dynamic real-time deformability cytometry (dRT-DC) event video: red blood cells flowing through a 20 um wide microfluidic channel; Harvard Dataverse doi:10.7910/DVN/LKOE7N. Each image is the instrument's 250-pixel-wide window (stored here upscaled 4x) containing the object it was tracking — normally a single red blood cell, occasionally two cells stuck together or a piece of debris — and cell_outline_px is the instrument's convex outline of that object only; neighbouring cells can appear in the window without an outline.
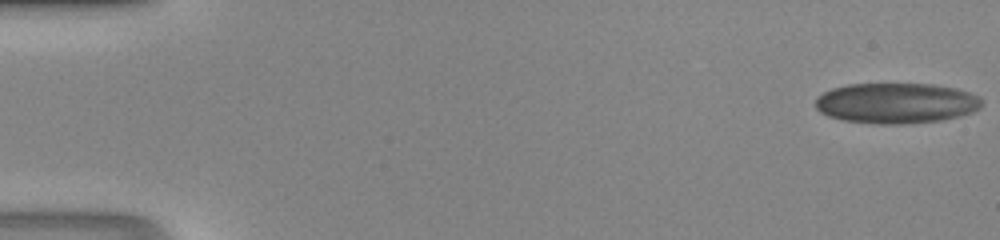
{"species": "human", "species_latin": "Homo sapiens", "temperature_condition": "room temperature", "stored_images_in_passage": 48, "camera_frame_rate_fps": 3000, "um_per_image_px": 0.085, "donor": {"sex": "male"}, "frame": {"image": 1, "passage_image": 1, "time_ms": 0.0, "image_size_px": [1000, 240], "cell_outline_px": [[980, 104], [976, 108], [968, 112], [956, 116], [940, 120], [848, 120], [832, 116], [816, 108], [816, 100], [824, 92], [832, 88], [848, 84], [932, 84], [952, 88], [968, 92], [976, 96], [980, 100]], "centroid_in_image_um": [76.15, 8.68], "position_along_channel_um": 8.8, "area_um2": 36.53}}
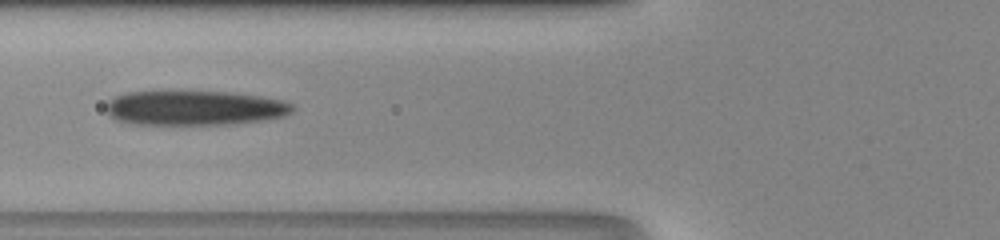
{"frame": {"image": 2, "passage_image": 20, "time_ms": 6.333, "image_size_px": [1000, 240], "cell_outline_px": [[296, 108], [292, 112], [284, 116], [268, 120], [236, 124], [136, 124], [116, 120], [108, 112], [108, 100], [116, 96], [128, 92], [228, 92], [260, 96], [280, 100], [292, 104]], "centroid_in_image_um": [16.61, 9.19], "position_along_channel_um": 109.2, "area_um2": 37.45}}
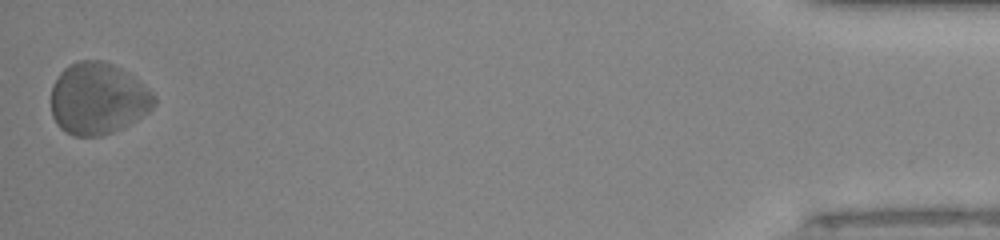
{"frame": {"image": 3, "passage_image": 48, "time_ms": 15.667, "image_size_px": [1000, 240], "cell_outline_px": [[156, 104], [148, 112], [136, 120], [112, 132], [100, 136], [72, 136], [64, 132], [56, 124], [52, 116], [52, 84], [60, 72], [68, 64], [76, 60], [104, 60], [128, 72], [148, 88], [156, 96]], "centroid_in_image_um": [8.31, 8.37], "position_along_channel_um": 426.9, "area_um2": 43.41}}